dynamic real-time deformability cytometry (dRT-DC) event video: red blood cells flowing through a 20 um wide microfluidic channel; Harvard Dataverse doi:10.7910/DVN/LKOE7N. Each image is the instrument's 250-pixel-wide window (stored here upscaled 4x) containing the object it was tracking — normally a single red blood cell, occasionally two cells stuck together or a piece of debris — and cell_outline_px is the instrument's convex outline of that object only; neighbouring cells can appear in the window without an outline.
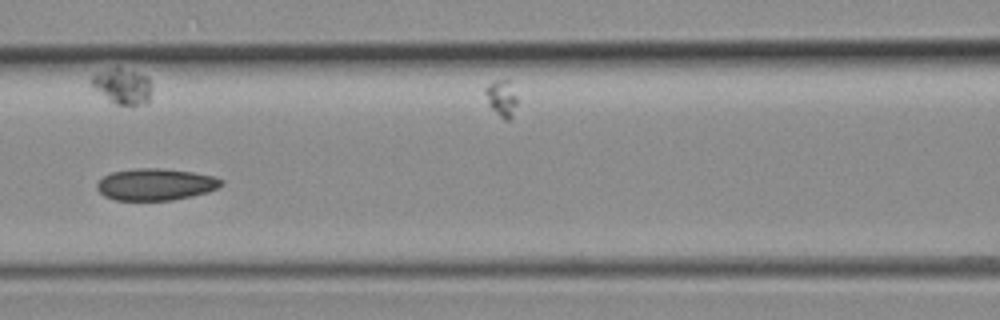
{"species": "common noctule bat (a hibernating species)", "species_latin": "Nyctalus noctula", "temperature_condition": "room temperature", "stored_images_in_passage": 27, "camera_frame_rate_fps": 3000, "um_per_image_px": 0.085, "animal": {"sex": "female", "body_mass_g": 19.3, "forearm_length_mm": 54.1}, "frame": {"image": 1, "passage_image": 3, "time_ms": 0.667, "image_size_px": [1000, 320], "cell_outline_px": [[224, 184], [208, 192], [192, 196], [172, 200], [116, 200], [104, 196], [96, 188], [96, 184], [104, 176], [112, 172], [136, 168], [160, 168], [192, 172], [212, 176], [224, 180]], "centroid_in_image_um": [13.23, 15.67], "position_along_channel_um": 153.4, "area_um2": 23.0}}
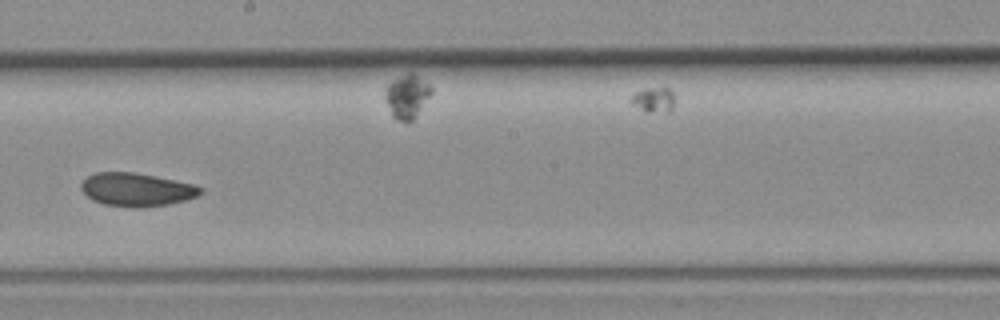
{"frame": {"image": 2, "passage_image": 8, "time_ms": 2.333, "image_size_px": [1000, 320], "cell_outline_px": [[204, 192], [196, 196], [184, 200], [168, 204], [140, 208], [132, 208], [104, 204], [92, 200], [80, 188], [80, 184], [88, 176], [96, 172], [132, 172], [156, 176], [196, 184], [204, 188]], "centroid_in_image_um": [11.64, 16.11], "position_along_channel_um": 236.6, "area_um2": 23.29}}
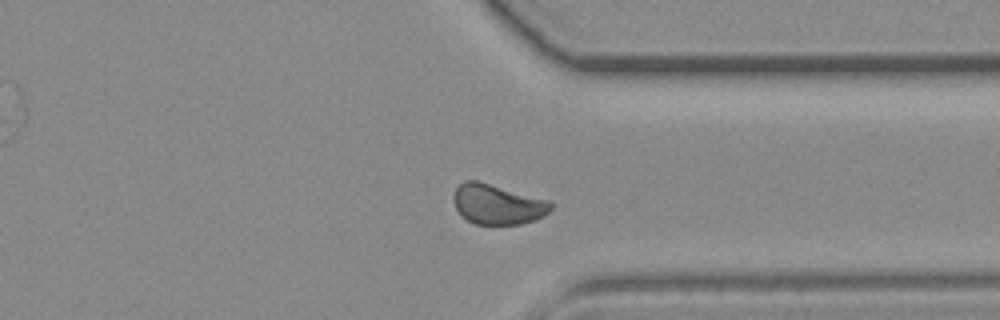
{"frame": {"image": 3, "passage_image": 16, "time_ms": 5.0, "image_size_px": [1000, 320], "cell_outline_px": [[552, 208], [544, 216], [520, 224], [476, 224], [460, 216], [452, 200], [452, 196], [456, 188], [464, 180], [476, 180], [552, 200]], "centroid_in_image_um": [42.28, 17.35], "position_along_channel_um": 369.1, "area_um2": 22.95}}